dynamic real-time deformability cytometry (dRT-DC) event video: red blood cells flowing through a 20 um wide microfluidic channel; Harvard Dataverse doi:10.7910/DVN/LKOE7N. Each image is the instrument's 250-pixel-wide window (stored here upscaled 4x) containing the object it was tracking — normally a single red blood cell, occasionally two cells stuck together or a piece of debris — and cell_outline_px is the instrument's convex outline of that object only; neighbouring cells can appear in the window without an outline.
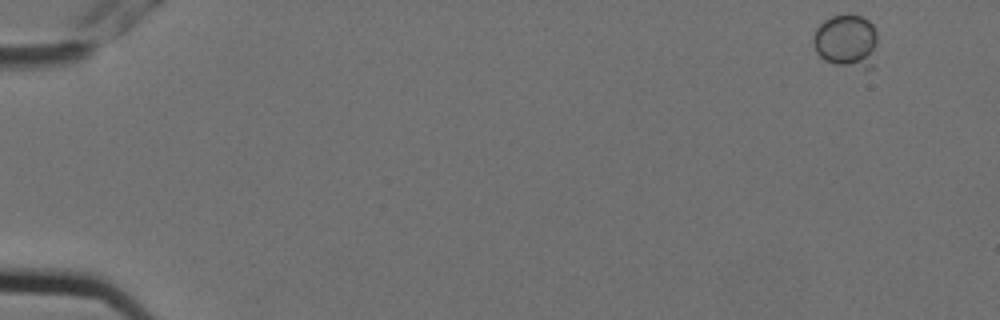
{"species": "Egyptian fruit bat (a non-hibernating species)", "species_latin": "Rousettus aegyptiacus", "temperature_condition": "cold", "stored_images_in_passage": 9, "camera_frame_rate_fps": 3000, "um_per_image_px": 0.085, "animal": {"sex": "female"}, "frame": {"image": 1, "passage_image": 1, "time_ms": 0.0, "image_size_px": [1000, 320], "cell_outline_px": [[876, 44], [872, 68], [864, 68], [836, 64], [824, 60], [816, 52], [812, 44], [812, 36], [816, 28], [824, 20], [832, 16], [860, 16], [868, 20], [872, 24], [876, 32]], "centroid_in_image_um": [71.91, 3.5], "position_along_channel_um": 13.1, "area_um2": 19.83}}
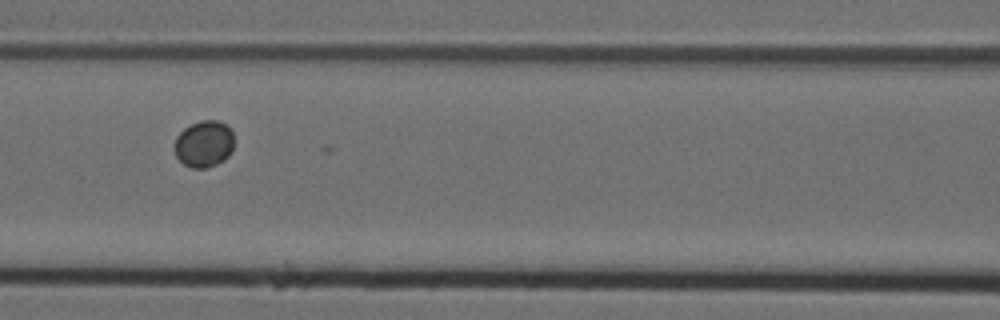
{"frame": {"image": 2, "passage_image": 7, "time_ms": 2.0, "image_size_px": [1000, 320], "cell_outline_px": [[232, 148], [228, 156], [224, 160], [208, 168], [192, 168], [184, 164], [176, 156], [176, 136], [184, 128], [200, 120], [216, 120], [224, 124], [232, 132]], "centroid_in_image_um": [17.33, 12.24], "position_along_channel_um": 149.3, "area_um2": 15.9}}
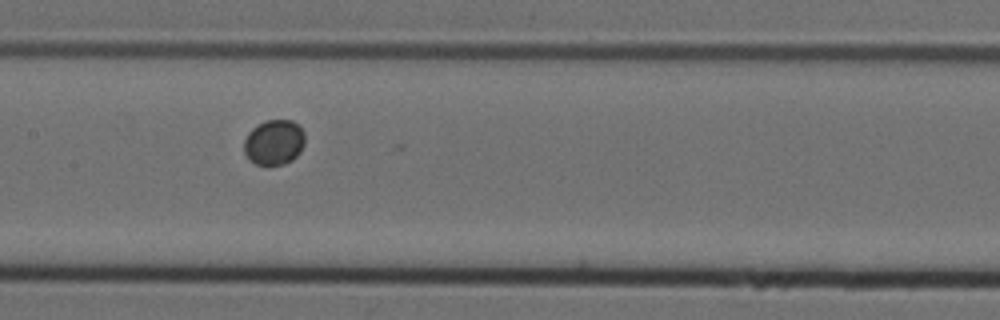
{"frame": {"image": 3, "passage_image": 8, "time_ms": 2.333, "image_size_px": [1000, 320], "cell_outline_px": [[304, 144], [300, 152], [292, 160], [284, 164], [256, 164], [244, 152], [244, 140], [248, 132], [252, 128], [268, 120], [292, 120], [304, 132]], "centroid_in_image_um": [23.3, 12.09], "position_along_channel_um": 184.1, "area_um2": 15.78}}